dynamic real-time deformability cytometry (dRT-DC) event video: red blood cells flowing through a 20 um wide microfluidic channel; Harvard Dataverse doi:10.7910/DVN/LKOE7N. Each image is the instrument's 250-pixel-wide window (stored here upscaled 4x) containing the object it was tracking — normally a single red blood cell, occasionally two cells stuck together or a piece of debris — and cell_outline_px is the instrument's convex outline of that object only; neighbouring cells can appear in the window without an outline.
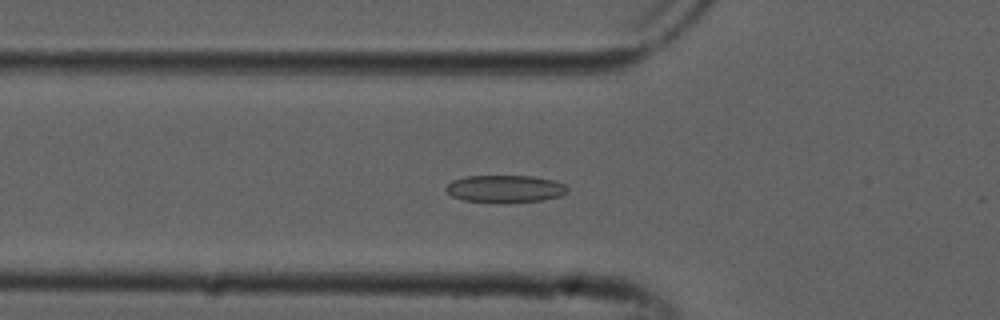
{"species": "common noctule bat (a hibernating species)", "species_latin": "Nyctalus noctula", "temperature_condition": "cold", "stored_images_in_passage": 38, "camera_frame_rate_fps": 3000, "um_per_image_px": 0.085, "animal": {"sex": "male", "forearm_length_mm": 52.5}, "frame": {"image": 1, "passage_image": 3, "time_ms": 0.667, "image_size_px": [1000, 320], "cell_outline_px": [[568, 192], [560, 196], [544, 200], [464, 200], [452, 196], [444, 188], [452, 180], [464, 176], [532, 176], [552, 180], [564, 184], [568, 188]], "centroid_in_image_um": [42.94, 16.0], "position_along_channel_um": 82.9, "area_um2": 18.55}}
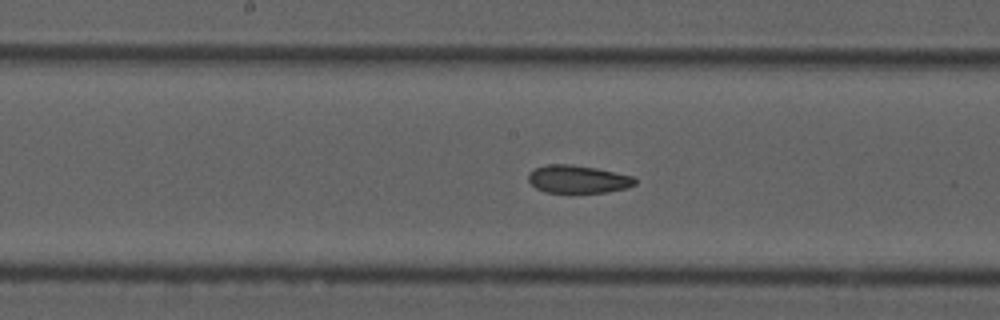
{"frame": {"image": 2, "passage_image": 12, "time_ms": 3.667, "image_size_px": [1000, 320], "cell_outline_px": [[636, 184], [628, 188], [608, 192], [544, 192], [536, 188], [528, 180], [528, 176], [536, 168], [548, 164], [572, 164], [596, 168], [632, 176], [636, 180]], "centroid_in_image_um": [49.14, 15.23], "position_along_channel_um": 199.1, "area_um2": 17.17}}
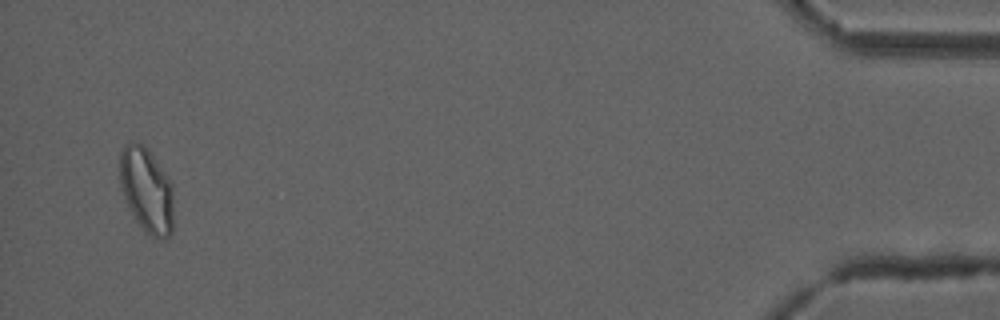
{"frame": {"image": 3, "passage_image": 36, "time_ms": 11.667, "image_size_px": [1000, 320], "cell_outline_px": [[172, 232], [164, 240], [156, 240], [144, 232], [136, 220], [120, 188], [120, 152], [124, 144], [132, 140], [144, 144], [168, 176], [172, 184]], "centroid_in_image_um": [12.46, 16.15], "position_along_channel_um": 422.7, "area_um2": 26.88}, "authors_computed_cell_mechanics": {"area_um2": 18.4382, "velocity_mm_per_s": 3.8518, "shape_relaxation_time_tau1_ms": 7.6312, "shape_relaxation_time_tau2_ms": 2.4627, "deformation_change_tau1": 0.1612, "deformation_change_tau2": 0.0776}}